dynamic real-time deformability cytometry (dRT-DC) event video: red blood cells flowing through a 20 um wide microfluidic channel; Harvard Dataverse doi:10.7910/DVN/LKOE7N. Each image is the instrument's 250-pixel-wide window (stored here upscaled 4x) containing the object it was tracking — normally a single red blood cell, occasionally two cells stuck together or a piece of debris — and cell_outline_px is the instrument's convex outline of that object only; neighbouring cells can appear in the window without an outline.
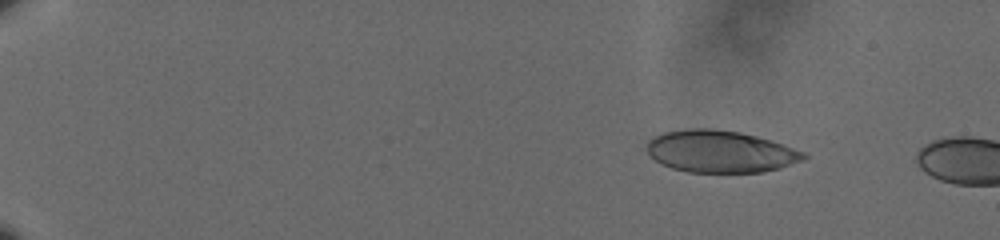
{"species": "human", "species_latin": "Homo sapiens", "temperature_condition": "cold", "stored_images_in_passage": 6, "camera_frame_rate_fps": 3000, "um_per_image_px": 0.085, "donor": {"sex": "male"}, "frame": {"image": 1, "passage_image": 2, "time_ms": 0.333, "image_size_px": [1000, 240], "cell_outline_px": [[808, 156], [804, 160], [780, 168], [760, 172], [688, 172], [672, 168], [660, 164], [644, 148], [648, 140], [664, 132], [684, 128], [712, 128], [740, 132], [772, 140], [804, 152]], "centroid_in_image_um": [61.21, 12.87], "position_along_channel_um": 23.8, "area_um2": 38.61}}